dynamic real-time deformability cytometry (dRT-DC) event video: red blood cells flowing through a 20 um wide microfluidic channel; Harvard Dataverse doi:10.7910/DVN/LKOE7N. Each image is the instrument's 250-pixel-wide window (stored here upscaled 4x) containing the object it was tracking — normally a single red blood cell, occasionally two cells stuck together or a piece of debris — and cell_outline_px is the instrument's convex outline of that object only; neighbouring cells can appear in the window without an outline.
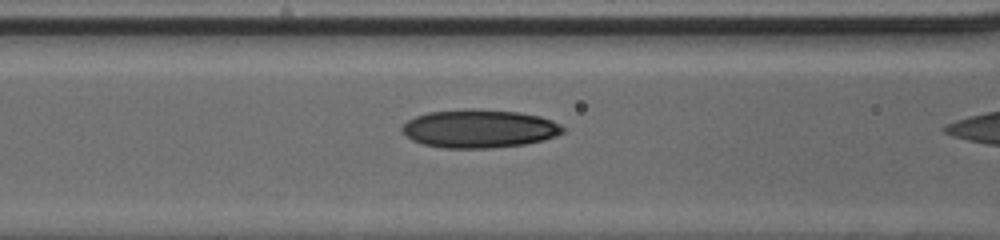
{"species": "human", "species_latin": "Homo sapiens", "temperature_condition": "cold", "stored_images_in_passage": 21, "camera_frame_rate_fps": 3000, "um_per_image_px": 0.085, "donor": {"sex": "male"}, "frame": {"image": 1, "passage_image": 20, "time_ms": 6.333, "image_size_px": [1000, 240], "cell_outline_px": [[564, 132], [556, 136], [544, 140], [524, 144], [492, 148], [444, 148], [424, 144], [412, 140], [400, 128], [408, 120], [416, 116], [428, 112], [520, 112], [540, 116], [552, 120], [560, 124], [564, 128]], "centroid_in_image_um": [40.78, 10.99], "position_along_channel_um": 125.8, "area_um2": 34.62}}